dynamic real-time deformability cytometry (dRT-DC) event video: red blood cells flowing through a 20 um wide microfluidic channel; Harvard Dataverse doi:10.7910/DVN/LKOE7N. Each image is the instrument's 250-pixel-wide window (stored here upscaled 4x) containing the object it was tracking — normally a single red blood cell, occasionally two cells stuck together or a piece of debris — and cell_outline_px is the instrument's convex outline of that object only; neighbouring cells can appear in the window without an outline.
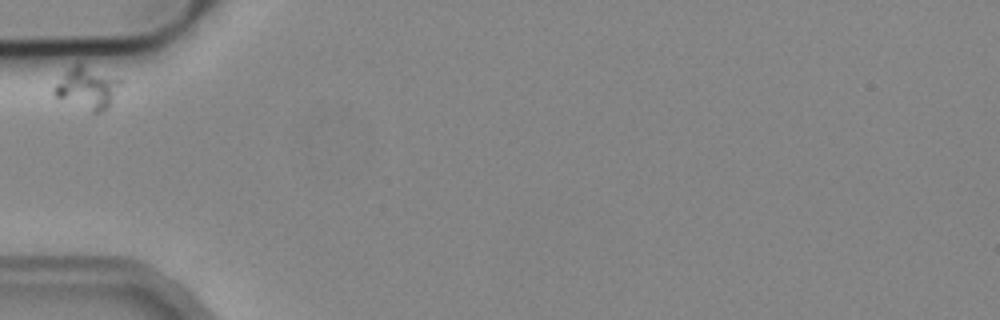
{"species": "common noctule bat (a hibernating species)", "species_latin": "Nyctalus noctula", "temperature_condition": "cold", "stored_images_in_passage": 32, "camera_frame_rate_fps": 3000, "um_per_image_px": 0.085, "animal": {"sex": "male", "body_mass_g": 19.2, "forearm_length_mm": 51.8}, "frame": {"image": 1, "passage_image": 1, "time_ms": 0.0, "image_size_px": [1000, 320], "cell_outline_px": [[124, 80], [112, 100], [100, 112], [92, 112], [56, 96], [52, 92], [52, 88], [64, 72], [68, 68], [76, 64], [80, 64]], "centroid_in_image_um": [7.4, 7.45], "position_along_channel_um": 77.6, "area_um2": 15.72}}
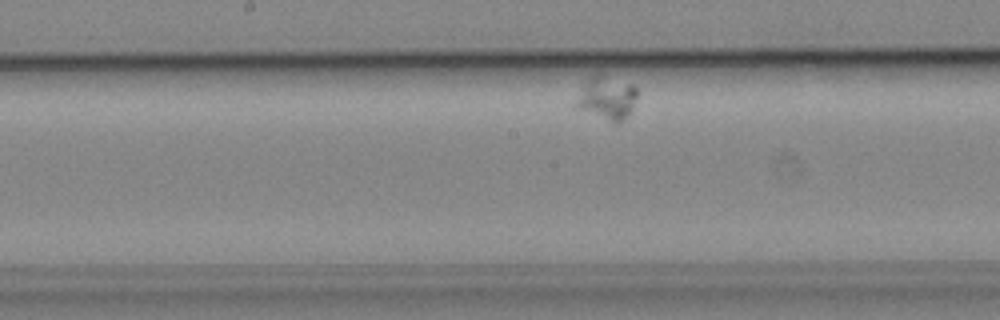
{"frame": {"image": 2, "passage_image": 13, "time_ms": 4.0, "image_size_px": [1000, 320], "cell_outline_px": [[636, 96], [632, 108], [628, 116], [620, 124], [616, 124], [572, 108], [572, 104], [588, 80], [592, 76], [600, 76], [632, 84], [636, 88]], "centroid_in_image_um": [51.53, 8.43], "position_along_channel_um": 196.7, "area_um2": 15.32}}
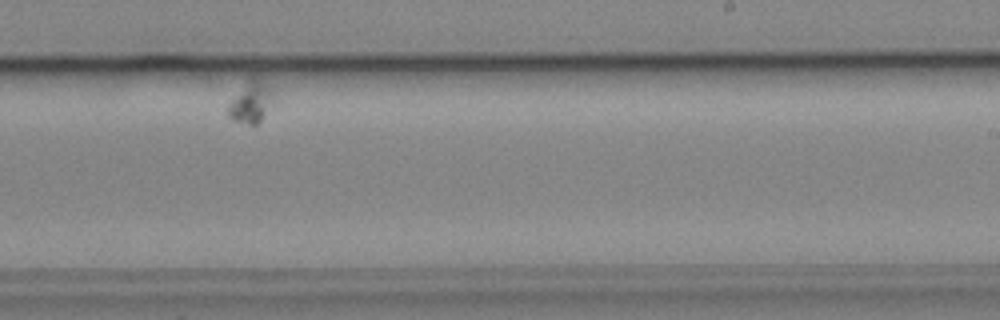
{"frame": {"image": 3, "passage_image": 20, "time_ms": 6.333, "image_size_px": [1000, 320], "cell_outline_px": [[276, 104], [256, 124], [248, 124], [232, 120], [228, 116], [228, 108], [232, 100], [248, 76], [252, 72], [256, 72], [260, 76], [272, 92], [276, 100]], "centroid_in_image_um": [21.4, 8.58], "position_along_channel_um": 267.6, "area_um2": 11.56}}